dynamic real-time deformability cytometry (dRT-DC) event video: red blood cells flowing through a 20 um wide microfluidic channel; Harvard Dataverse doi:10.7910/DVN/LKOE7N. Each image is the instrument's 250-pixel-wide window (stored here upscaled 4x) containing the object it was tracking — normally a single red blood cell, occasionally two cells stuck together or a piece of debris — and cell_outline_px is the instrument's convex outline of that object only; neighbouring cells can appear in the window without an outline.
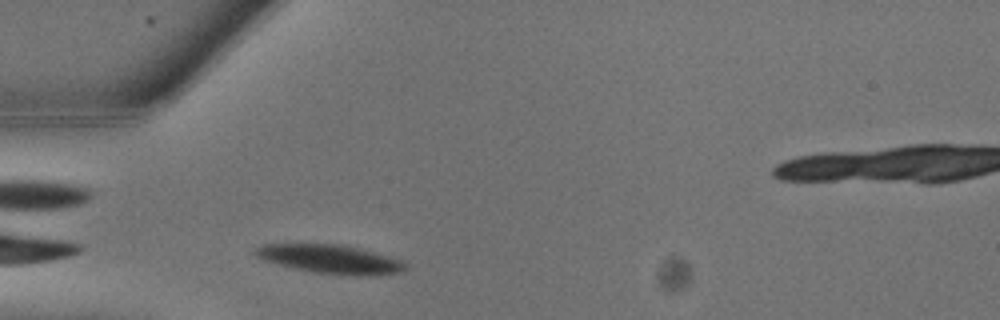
{"species": "common noctule bat (a hibernating species)", "species_latin": "Nyctalus noctula", "temperature_condition": "warm", "stored_images_in_passage": 12, "camera_frame_rate_fps": 3000, "um_per_image_px": 0.085, "animal": {"sex": "male", "body_mass_g": 13.3}, "frame": {"image": 1, "passage_image": 1, "time_ms": 0.0, "image_size_px": [1000, 320], "cell_outline_px": [[408, 268], [400, 272], [360, 276], [356, 276], [316, 272], [296, 268], [264, 260], [256, 256], [252, 252], [256, 248], [264, 244], [340, 244], [360, 248], [388, 256], [400, 260], [408, 264]], "centroid_in_image_um": [28.1, 22.01], "position_along_channel_um": 56.9, "area_um2": 24.8}}
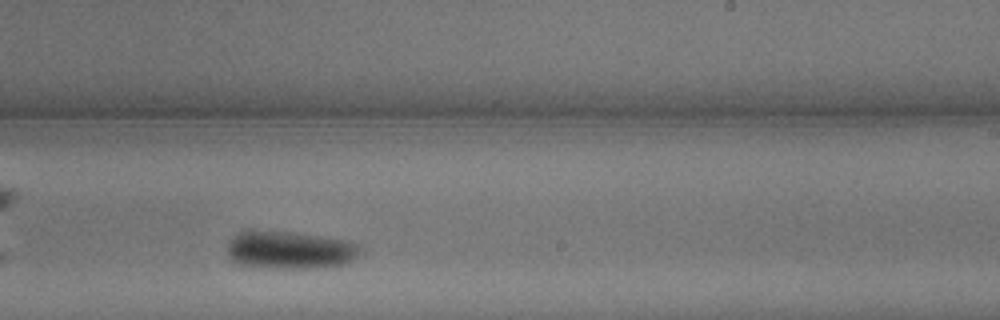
{"frame": {"image": 2, "passage_image": 9, "time_ms": 2.667, "image_size_px": [1000, 320], "cell_outline_px": [[356, 252], [348, 260], [340, 264], [316, 268], [284, 268], [244, 264], [236, 260], [228, 252], [228, 240], [244, 232], [288, 232], [344, 240], [356, 244]], "centroid_in_image_um": [24.6, 21.25], "position_along_channel_um": 264.4, "area_um2": 27.34}}
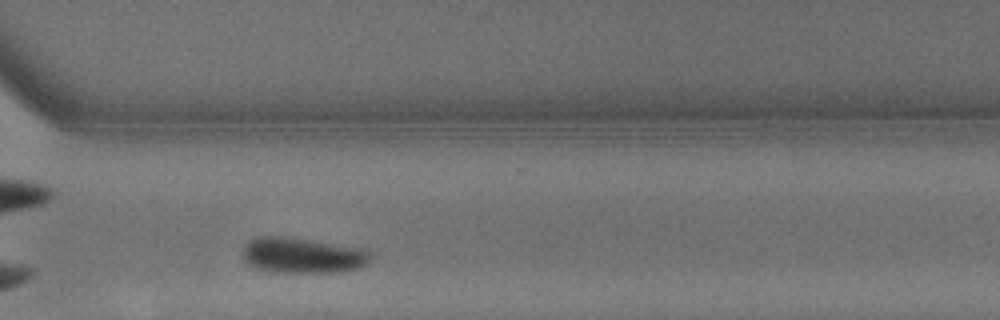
{"frame": {"image": 3, "passage_image": 12, "time_ms": 3.667, "image_size_px": [1000, 320], "cell_outline_px": [[372, 256], [360, 268], [336, 272], [272, 272], [256, 268], [248, 264], [244, 260], [244, 248], [252, 240], [260, 236], [284, 236], [360, 248], [368, 252]], "centroid_in_image_um": [25.69, 21.72], "position_along_channel_um": 344.9, "area_um2": 26.01}}